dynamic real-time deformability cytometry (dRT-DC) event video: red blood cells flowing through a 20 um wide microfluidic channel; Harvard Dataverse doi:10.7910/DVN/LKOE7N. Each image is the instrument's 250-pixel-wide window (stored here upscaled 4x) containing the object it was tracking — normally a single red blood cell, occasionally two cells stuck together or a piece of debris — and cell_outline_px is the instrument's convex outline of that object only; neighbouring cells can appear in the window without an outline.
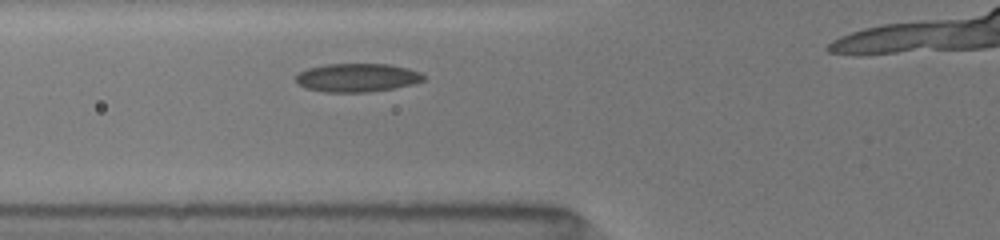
{"species": "common noctule bat (a hibernating species)", "species_latin": "Nyctalus noctula", "temperature_condition": "room temperature", "stored_images_in_passage": 3, "camera_frame_rate_fps": 3000, "um_per_image_px": 0.085, "animal": {"sex": "female", "body_mass_g": 19.5, "forearm_length_mm": 54.1}, "frame": {"image": 1, "passage_image": 3, "time_ms": 2.0, "image_size_px": [1000, 240], "cell_outline_px": [[424, 80], [412, 84], [392, 88], [368, 92], [324, 92], [308, 88], [300, 84], [296, 80], [296, 76], [300, 72], [308, 68], [328, 64], [388, 64], [408, 68], [420, 72], [424, 76]], "centroid_in_image_um": [30.37, 6.59], "position_along_channel_um": 95.4, "area_um2": 20.92}}